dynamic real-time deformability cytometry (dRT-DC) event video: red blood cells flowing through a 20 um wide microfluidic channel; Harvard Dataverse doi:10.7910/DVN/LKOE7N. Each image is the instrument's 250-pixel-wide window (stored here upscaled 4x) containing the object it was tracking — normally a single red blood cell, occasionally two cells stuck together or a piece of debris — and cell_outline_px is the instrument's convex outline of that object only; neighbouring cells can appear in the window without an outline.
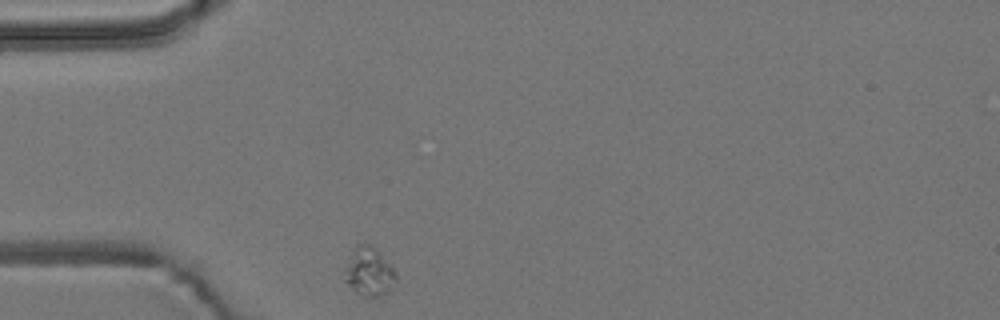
{"species": "common noctule bat (a hibernating species)", "species_latin": "Nyctalus noctula", "temperature_condition": "room temperature", "stored_images_in_passage": 33, "camera_frame_rate_fps": 3000, "um_per_image_px": 0.085, "animal": {"sex": "male", "body_mass_g": 19.2, "forearm_length_mm": 51.8}, "frame": {"image": 1, "passage_image": 1, "time_ms": 0.0, "image_size_px": [1000, 320], "cell_outline_px": [[396, 280], [388, 292], [380, 296], [364, 296], [356, 292], [344, 280], [344, 268], [356, 244], [368, 244], [376, 248], [396, 268]], "centroid_in_image_um": [31.39, 23.08], "position_along_channel_um": 53.6, "area_um2": 14.68}}
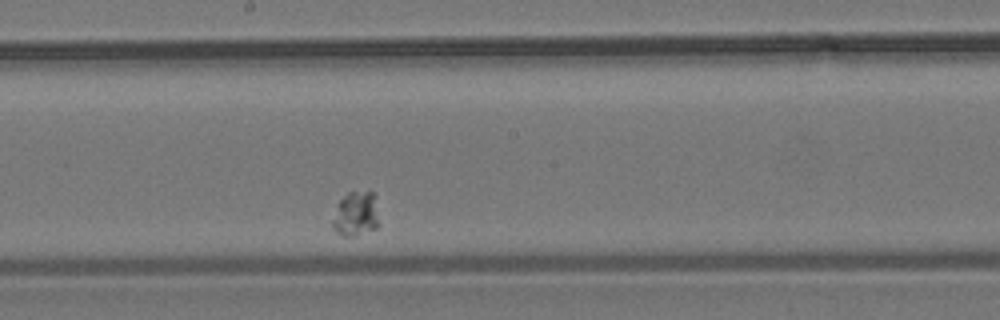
{"frame": {"image": 2, "passage_image": 18, "time_ms": 5.667, "image_size_px": [1000, 320], "cell_outline_px": [[380, 224], [376, 228], [356, 236], [344, 236], [336, 232], [332, 228], [332, 220], [340, 200], [348, 192], [372, 192]], "centroid_in_image_um": [30.24, 18.23], "position_along_channel_um": 218.0, "area_um2": 11.91}}
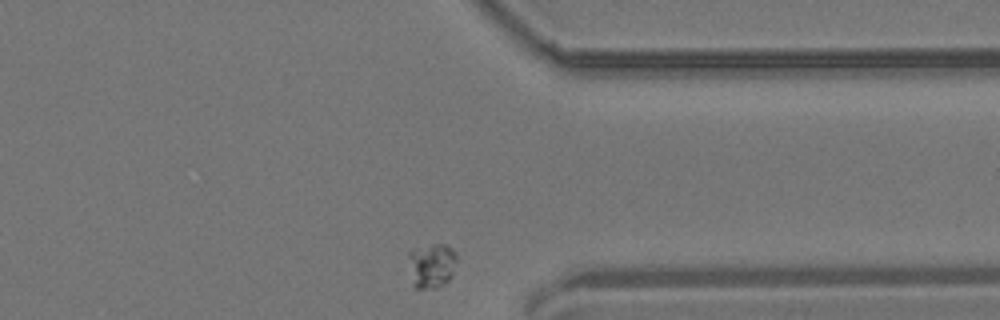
{"frame": {"image": 3, "passage_image": 33, "time_ms": 10.667, "image_size_px": [1000, 320], "cell_outline_px": [[456, 260], [452, 272], [448, 280], [436, 288], [416, 288], [408, 256], [408, 252], [432, 244], [444, 244], [456, 256]], "centroid_in_image_um": [36.69, 22.56], "position_along_channel_um": 374.7, "area_um2": 11.79}}